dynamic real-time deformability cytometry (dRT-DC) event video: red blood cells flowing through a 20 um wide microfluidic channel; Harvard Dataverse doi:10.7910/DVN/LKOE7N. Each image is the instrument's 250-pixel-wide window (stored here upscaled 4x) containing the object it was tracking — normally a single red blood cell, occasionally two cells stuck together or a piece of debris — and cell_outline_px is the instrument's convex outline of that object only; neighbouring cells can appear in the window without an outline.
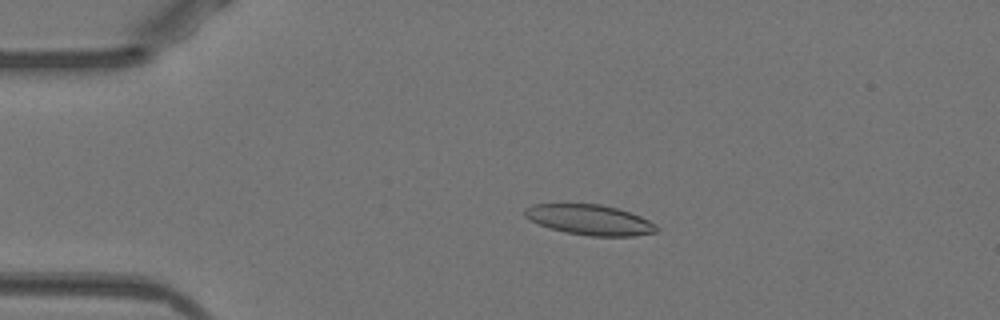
{"species": "Egyptian fruit bat (a non-hibernating species)", "species_latin": "Rousettus aegyptiacus", "temperature_condition": "warm", "stored_images_in_passage": 51, "camera_frame_rate_fps": 3000, "um_per_image_px": 0.085, "animal": {"sex": "female"}, "frame": {"image": 1, "passage_image": 11, "time_ms": 3.333, "image_size_px": [1000, 320], "cell_outline_px": [[660, 228], [656, 232], [636, 236], [588, 236], [564, 232], [548, 228], [524, 216], [524, 208], [532, 204], [600, 204], [616, 208], [640, 216], [656, 224]], "centroid_in_image_um": [50.13, 18.69], "position_along_channel_um": 34.9, "area_um2": 23.29}}
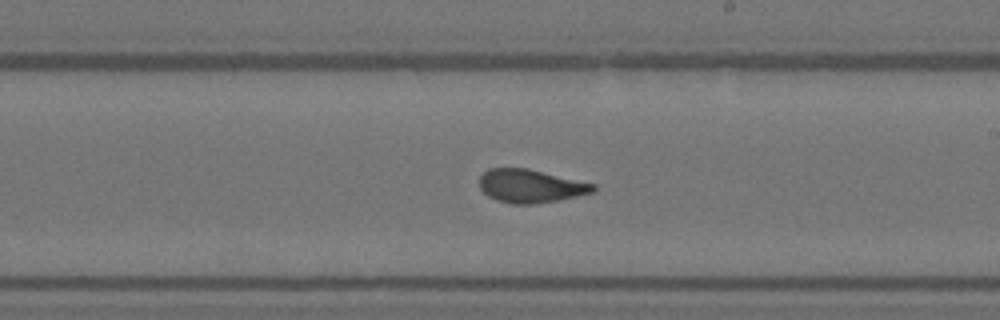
{"frame": {"image": 2, "passage_image": 30, "time_ms": 9.667, "image_size_px": [1000, 320], "cell_outline_px": [[596, 188], [592, 192], [576, 196], [556, 200], [532, 204], [512, 204], [496, 200], [488, 196], [480, 188], [480, 176], [488, 168], [528, 168], [596, 184]], "centroid_in_image_um": [45.08, 15.8], "position_along_channel_um": 243.9, "area_um2": 21.96}}
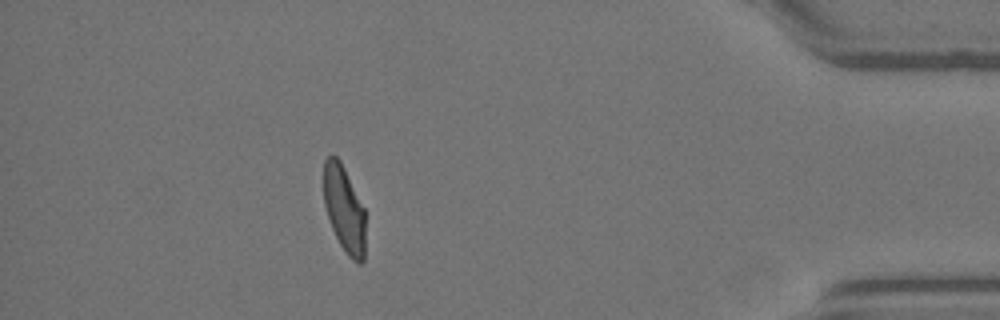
{"frame": {"image": 3, "passage_image": 46, "time_ms": 15.0, "image_size_px": [1000, 320], "cell_outline_px": [[364, 260], [360, 264], [352, 260], [348, 256], [340, 244], [332, 228], [324, 204], [324, 160], [332, 152], [340, 160], [364, 208]], "centroid_in_image_um": [29.24, 17.75], "position_along_channel_um": 406.0, "area_um2": 20.81}, "authors_computed_cell_mechanics": {"area_um2": 22.5998, "velocity_mm_per_s": 3.9361, "shape_relaxation_time_tau1_ms": null, "shape_relaxation_time_tau2_ms": 1.0315, "deformation_change_tau1": null, "deformation_change_tau2": 0.0765}}